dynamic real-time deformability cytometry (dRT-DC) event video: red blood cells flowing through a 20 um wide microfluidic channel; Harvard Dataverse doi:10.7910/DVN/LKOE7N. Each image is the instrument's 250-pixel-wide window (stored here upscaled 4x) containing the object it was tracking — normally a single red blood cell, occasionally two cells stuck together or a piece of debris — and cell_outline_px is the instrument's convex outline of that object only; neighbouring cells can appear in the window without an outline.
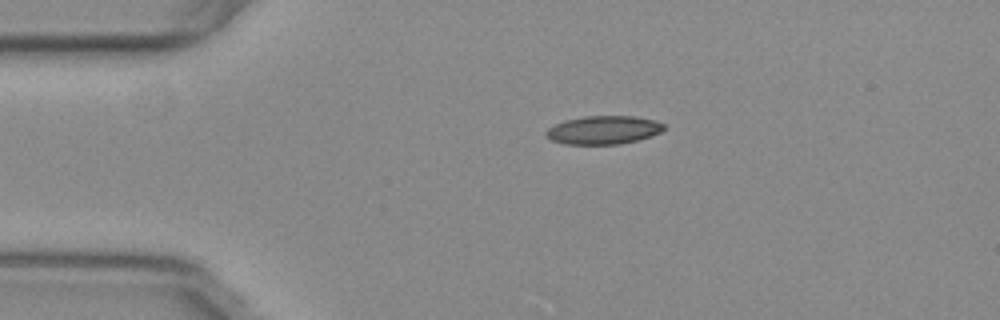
{"species": "common noctule bat (a hibernating species)", "species_latin": "Nyctalus noctula", "temperature_condition": "warm", "stored_images_in_passage": 44, "camera_frame_rate_fps": 3000, "um_per_image_px": 0.085, "animal": {"sex": "female", "body_mass_g": 29.2, "forearm_length_mm": 56.3}, "frame": {"image": 1, "passage_image": 1, "time_ms": 0.0, "image_size_px": [1000, 320], "cell_outline_px": [[664, 128], [660, 132], [636, 140], [620, 144], [564, 144], [552, 140], [544, 132], [548, 128], [564, 120], [584, 116], [636, 116], [656, 120], [664, 124]], "centroid_in_image_um": [51.28, 11.04], "position_along_channel_um": 33.7, "area_um2": 19.36}}
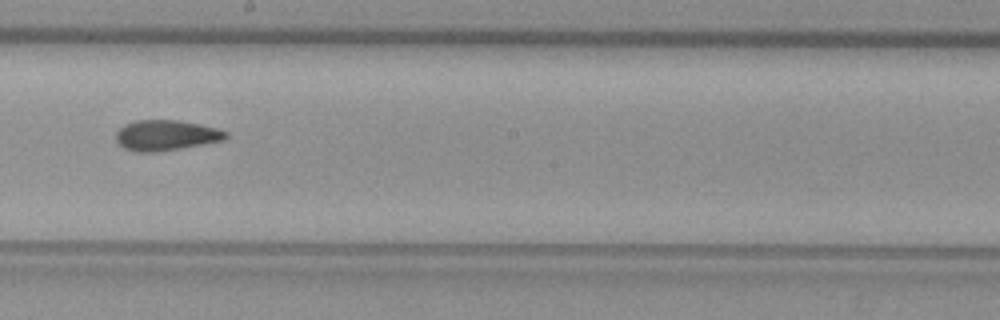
{"frame": {"image": 2, "passage_image": 20, "time_ms": 6.333, "image_size_px": [1000, 320], "cell_outline_px": [[228, 136], [224, 140], [180, 148], [156, 152], [132, 152], [124, 148], [116, 140], [116, 132], [124, 124], [136, 120], [180, 120], [220, 128], [228, 132]], "centroid_in_image_um": [14.12, 11.49], "position_along_channel_um": 234.1, "area_um2": 19.65}}
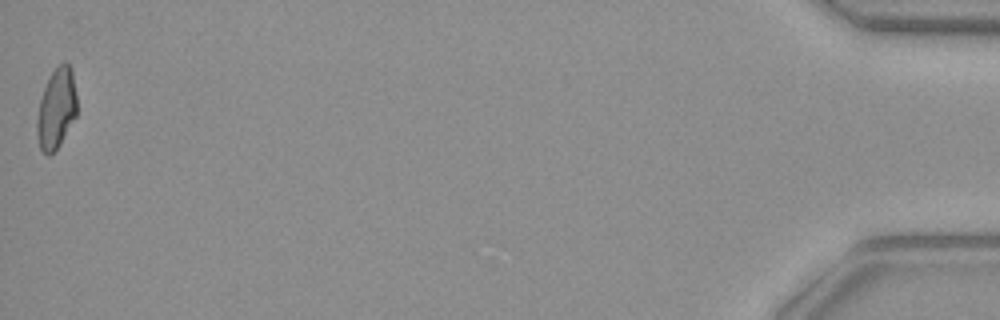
{"frame": {"image": 3, "passage_image": 44, "time_ms": 14.333, "image_size_px": [1000, 320], "cell_outline_px": [[76, 116], [60, 144], [48, 156], [40, 148], [36, 132], [36, 120], [40, 100], [44, 88], [52, 72], [64, 60], [68, 64], [72, 72], [76, 92]], "centroid_in_image_um": [4.79, 9.24], "position_along_channel_um": 430.4, "area_um2": 18.5}, "authors_computed_cell_mechanics": {"area_um2": 19.3341, "velocity_mm_per_s": 3.7848, "shape_relaxation_time_tau1_ms": null, "shape_relaxation_time_tau2_ms": 3.2369, "deformation_change_tau1": null, "deformation_change_tau2": 0.096}}